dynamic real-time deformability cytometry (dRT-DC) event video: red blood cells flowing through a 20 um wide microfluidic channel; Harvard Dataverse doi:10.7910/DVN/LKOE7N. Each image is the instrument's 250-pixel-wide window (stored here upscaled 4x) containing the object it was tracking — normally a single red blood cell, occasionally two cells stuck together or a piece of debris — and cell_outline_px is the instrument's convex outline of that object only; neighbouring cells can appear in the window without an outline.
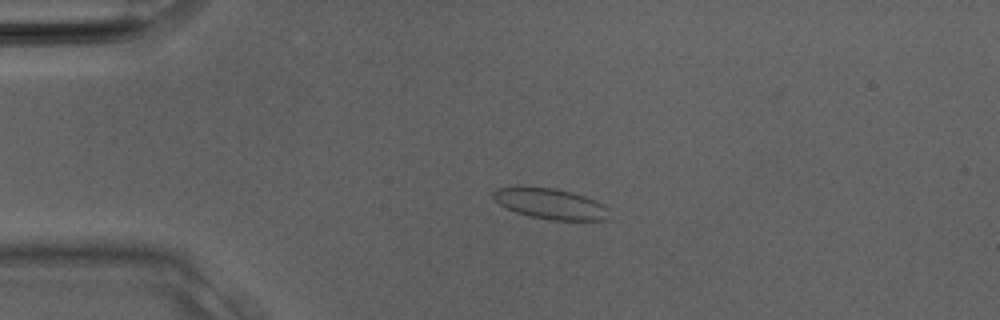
{"species": "Egyptian fruit bat (a non-hibernating species)", "species_latin": "Rousettus aegyptiacus", "temperature_condition": "room temperature", "stored_images_in_passage": 29, "camera_frame_rate_fps": 3000, "um_per_image_px": 0.085, "animal": {"sex": "male"}, "frame": {"image": 1, "passage_image": 4, "time_ms": 1.0, "image_size_px": [1000, 320], "cell_outline_px": [[608, 220], [552, 220], [528, 216], [516, 212], [500, 204], [492, 196], [492, 192], [496, 188], [516, 184], [552, 188], [572, 192], [596, 200], [604, 204], [608, 208]], "centroid_in_image_um": [46.74, 17.28], "position_along_channel_um": 38.3, "area_um2": 21.15}}
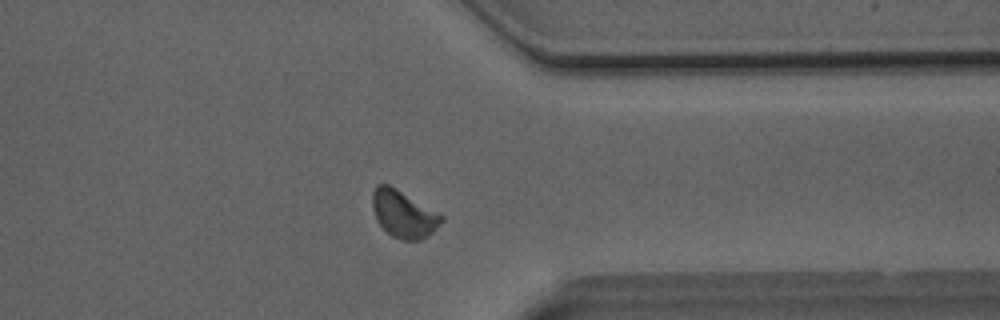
{"frame": {"image": 2, "passage_image": 22, "time_ms": 7.0, "image_size_px": [1000, 320], "cell_outline_px": [[444, 220], [428, 236], [420, 240], [404, 240], [392, 236], [376, 220], [372, 208], [372, 192], [376, 184], [388, 184], [396, 188], [444, 216]], "centroid_in_image_um": [34.28, 18.18], "position_along_channel_um": 377.1, "area_um2": 18.84}}
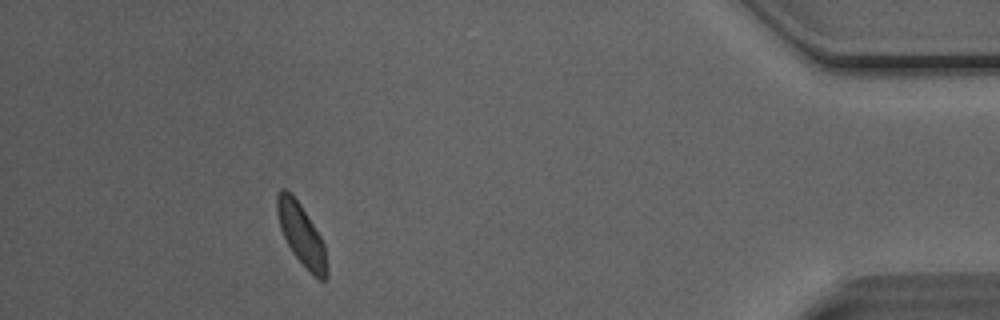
{"frame": {"image": 3, "passage_image": 26, "time_ms": 8.333, "image_size_px": [1000, 320], "cell_outline_px": [[328, 276], [324, 280], [320, 280], [292, 252], [280, 228], [276, 212], [276, 196], [280, 188], [284, 188], [292, 192], [300, 204], [320, 236], [324, 244], [328, 268]], "centroid_in_image_um": [25.6, 19.88], "position_along_channel_um": 409.6, "area_um2": 17.57}}